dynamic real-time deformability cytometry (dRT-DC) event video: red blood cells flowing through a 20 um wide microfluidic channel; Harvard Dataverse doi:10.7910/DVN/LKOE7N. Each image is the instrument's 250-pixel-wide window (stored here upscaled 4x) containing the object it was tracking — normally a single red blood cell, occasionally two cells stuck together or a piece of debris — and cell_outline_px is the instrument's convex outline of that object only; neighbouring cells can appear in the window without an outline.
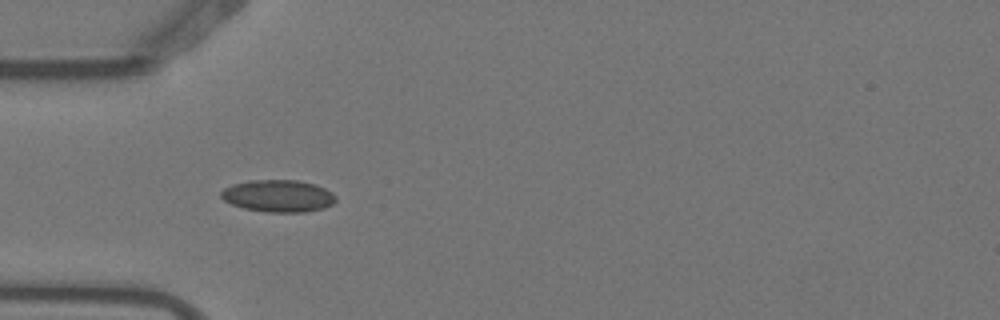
{"species": "Egyptian fruit bat (a non-hibernating species)", "species_latin": "Rousettus aegyptiacus", "temperature_condition": "warm", "stored_images_in_passage": 5, "camera_frame_rate_fps": 3000, "um_per_image_px": 0.085, "animal": {"sex": "female"}, "frame": {"image": 1, "passage_image": 4, "time_ms": 1.0, "image_size_px": [1000, 320], "cell_outline_px": [[336, 200], [332, 204], [324, 208], [304, 212], [264, 212], [244, 208], [232, 204], [224, 200], [220, 196], [220, 192], [224, 188], [232, 184], [252, 180], [296, 180], [316, 184], [332, 192], [336, 196]], "centroid_in_image_um": [23.65, 16.65], "position_along_channel_um": 61.3, "area_um2": 21.56}}
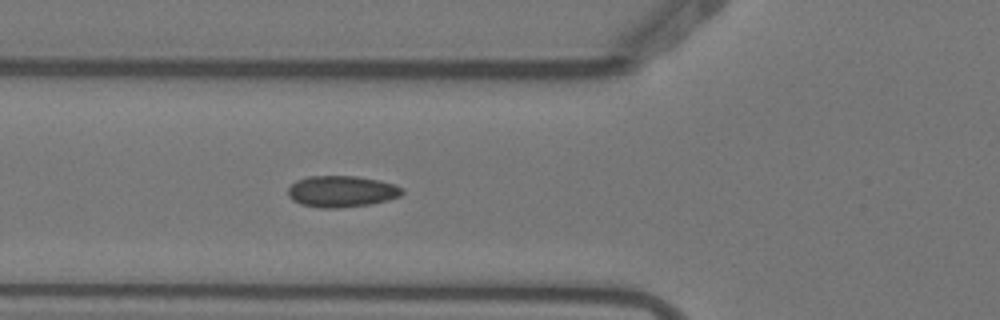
{"frame": {"image": 2, "passage_image": 5, "time_ms": 1.333, "image_size_px": [1000, 320], "cell_outline_px": [[404, 192], [400, 196], [388, 200], [372, 204], [340, 208], [320, 208], [300, 204], [292, 200], [288, 196], [288, 188], [296, 180], [308, 176], [356, 176], [380, 180], [404, 188]], "centroid_in_image_um": [29.03, 16.27], "position_along_channel_um": 96.8, "area_um2": 21.1}}